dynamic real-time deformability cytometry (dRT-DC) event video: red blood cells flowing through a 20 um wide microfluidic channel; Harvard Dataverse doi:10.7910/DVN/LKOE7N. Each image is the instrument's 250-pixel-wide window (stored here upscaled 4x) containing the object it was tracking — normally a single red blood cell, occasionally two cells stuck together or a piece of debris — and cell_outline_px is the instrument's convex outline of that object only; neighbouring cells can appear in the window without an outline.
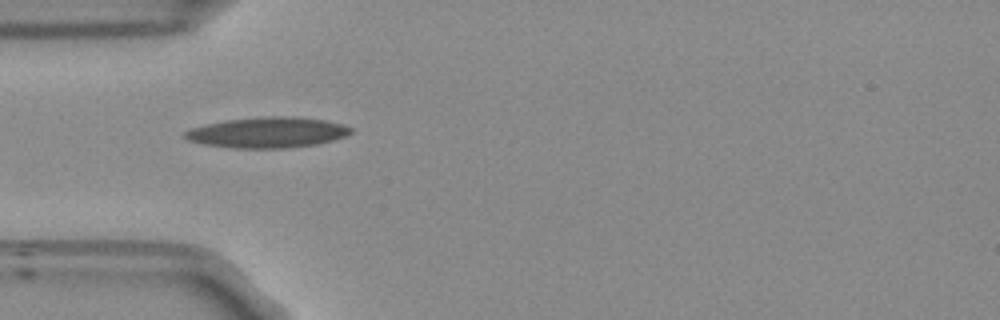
{"species": "Egyptian fruit bat (a non-hibernating species)", "species_latin": "Rousettus aegyptiacus", "temperature_condition": "room temperature", "stored_images_in_passage": 38, "camera_frame_rate_fps": 3000, "um_per_image_px": 0.085, "frame": {"image": 1, "passage_image": 1, "time_ms": 0.0, "image_size_px": [1000, 320], "cell_outline_px": [[352, 132], [344, 136], [332, 140], [316, 144], [284, 148], [236, 148], [204, 144], [188, 140], [180, 136], [184, 132], [192, 128], [204, 124], [224, 120], [260, 116], [296, 116], [324, 120], [340, 124], [352, 128]], "centroid_in_image_um": [22.68, 11.25], "position_along_channel_um": 62.3, "area_um2": 29.65}}
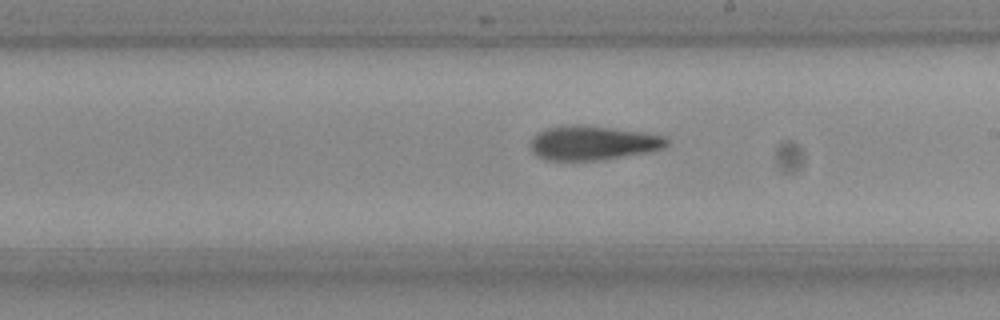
{"frame": {"image": 2, "passage_image": 15, "time_ms": 4.667, "image_size_px": [1000, 320], "cell_outline_px": [[668, 144], [660, 148], [648, 152], [596, 160], [548, 160], [532, 152], [532, 136], [536, 132], [548, 128], [572, 124], [580, 124], [644, 132], [664, 136], [668, 140]], "centroid_in_image_um": [50.37, 12.13], "position_along_channel_um": 238.6, "area_um2": 26.88}}
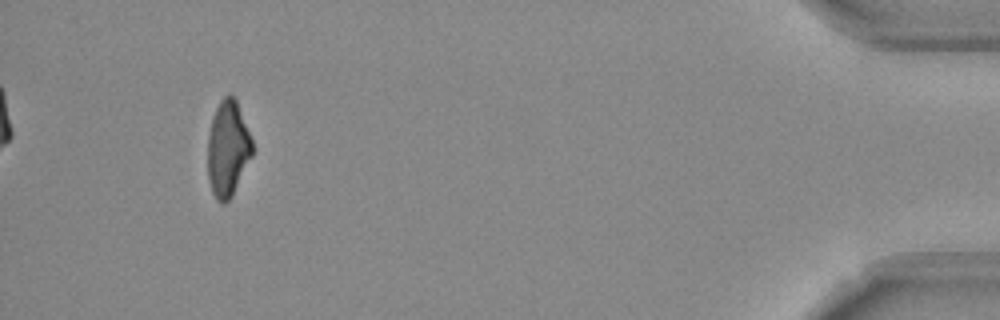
{"frame": {"image": 3, "passage_image": 35, "time_ms": 11.333, "image_size_px": [1000, 320], "cell_outline_px": [[252, 156], [232, 196], [224, 204], [216, 200], [212, 192], [208, 180], [208, 136], [212, 116], [220, 100], [228, 92], [236, 100], [252, 140]], "centroid_in_image_um": [19.35, 12.65], "position_along_channel_um": 415.9, "area_um2": 24.85}, "authors_computed_cell_mechanics": {"area_um2": 26.3857, "velocity_mm_per_s": 3.7698, "shape_relaxation_time_tau1_ms": null, "shape_relaxation_time_tau2_ms": 8.6865, "deformation_change_tau1": null, "deformation_change_tau2": 0.2257}}